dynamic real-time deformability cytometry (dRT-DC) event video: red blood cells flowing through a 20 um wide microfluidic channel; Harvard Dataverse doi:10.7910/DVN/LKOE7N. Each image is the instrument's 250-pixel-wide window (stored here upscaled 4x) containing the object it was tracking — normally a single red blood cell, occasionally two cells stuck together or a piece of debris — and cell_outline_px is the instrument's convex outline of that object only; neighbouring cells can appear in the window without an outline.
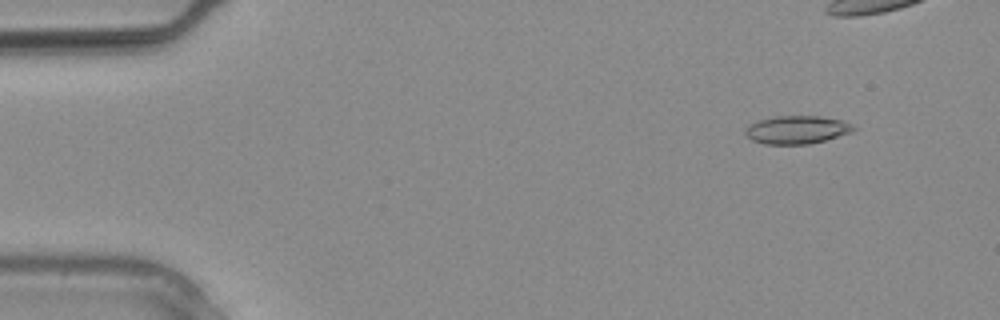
{"species": "common noctule bat (a hibernating species)", "species_latin": "Nyctalus noctula", "temperature_condition": "warm", "stored_images_in_passage": 2, "camera_frame_rate_fps": 3000, "um_per_image_px": 0.085, "animal": {"sex": "male", "body_mass_g": 20.4}, "frame": {"image": 1, "passage_image": 1, "time_ms": 0.0, "image_size_px": [1000, 320], "cell_outline_px": [[856, 128], [852, 132], [824, 140], [808, 144], [764, 144], [752, 140], [744, 132], [744, 128], [748, 124], [760, 120], [776, 116], [820, 116], [840, 120], [852, 124]], "centroid_in_image_um": [67.71, 11.03], "position_along_channel_um": 17.3, "area_um2": 17.63}}